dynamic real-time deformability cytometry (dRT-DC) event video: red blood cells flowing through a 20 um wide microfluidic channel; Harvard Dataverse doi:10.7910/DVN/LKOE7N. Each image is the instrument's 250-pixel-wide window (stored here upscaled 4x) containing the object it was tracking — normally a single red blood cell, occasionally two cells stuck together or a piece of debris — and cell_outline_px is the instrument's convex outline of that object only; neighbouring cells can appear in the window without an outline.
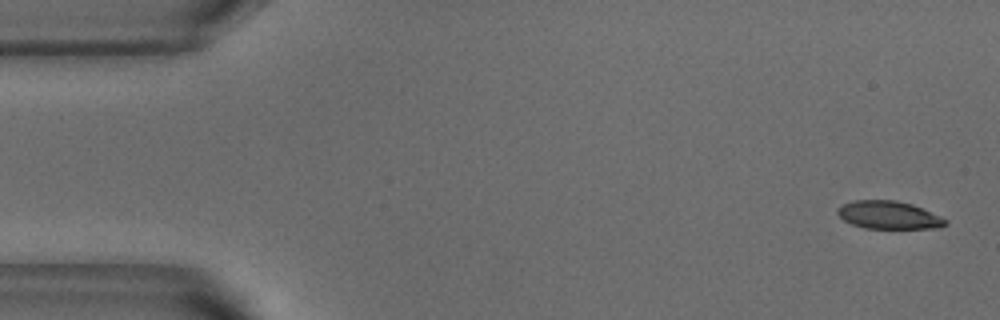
{"species": "common noctule bat (a hibernating species)", "species_latin": "Nyctalus noctula", "temperature_condition": "warm", "stored_images_in_passage": 51, "camera_frame_rate_fps": 3000, "um_per_image_px": 0.085, "animal": {"sex": "male", "body_mass_g": 18.8}, "frame": {"image": 1, "passage_image": 1, "time_ms": 0.0, "image_size_px": [1000, 320], "cell_outline_px": [[948, 224], [940, 228], [864, 228], [852, 224], [844, 220], [836, 212], [836, 208], [852, 200], [896, 200], [912, 204], [940, 216], [948, 220]], "centroid_in_image_um": [75.55, 18.27], "position_along_channel_um": 9.5, "area_um2": 17.57}}
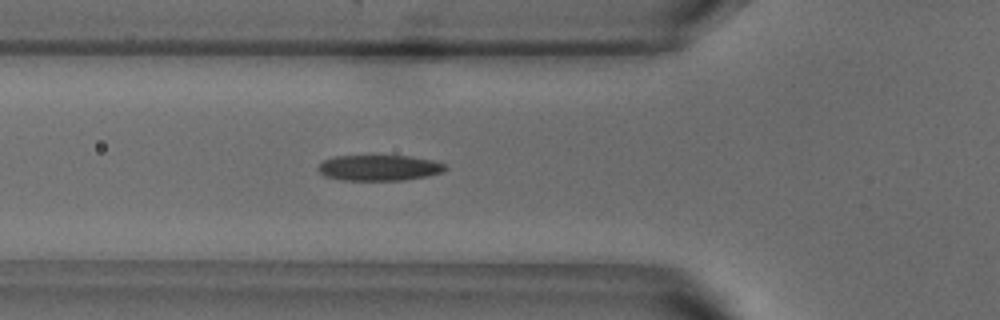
{"frame": {"image": 2, "passage_image": 17, "time_ms": 5.333, "image_size_px": [1000, 320], "cell_outline_px": [[448, 168], [444, 172], [428, 176], [404, 180], [344, 180], [324, 176], [316, 168], [324, 160], [336, 156], [408, 156], [432, 160], [444, 164]], "centroid_in_image_um": [32.25, 14.27], "position_along_channel_um": 93.6, "area_um2": 19.02}}
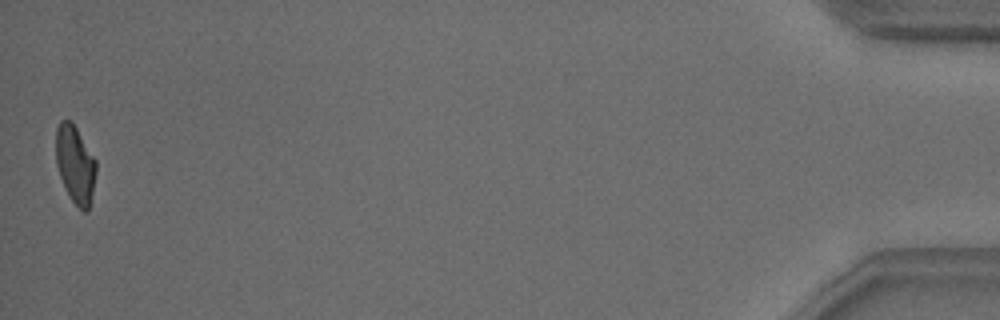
{"frame": {"image": 3, "passage_image": 51, "time_ms": 16.667, "image_size_px": [1000, 320], "cell_outline_px": [[96, 172], [88, 212], [84, 212], [72, 200], [60, 176], [56, 164], [56, 128], [60, 120], [72, 120], [96, 160]], "centroid_in_image_um": [6.39, 13.92], "position_along_channel_um": 428.8, "area_um2": 18.03}, "authors_computed_cell_mechanics": {"area_um2": 19.2474, "velocity_mm_per_s": 3.8089, "shape_relaxation_time_tau1_ms": 6.6681, "shape_relaxation_time_tau2_ms": 1.6144, "deformation_change_tau1": 0.2049, "deformation_change_tau2": 0.0838}}